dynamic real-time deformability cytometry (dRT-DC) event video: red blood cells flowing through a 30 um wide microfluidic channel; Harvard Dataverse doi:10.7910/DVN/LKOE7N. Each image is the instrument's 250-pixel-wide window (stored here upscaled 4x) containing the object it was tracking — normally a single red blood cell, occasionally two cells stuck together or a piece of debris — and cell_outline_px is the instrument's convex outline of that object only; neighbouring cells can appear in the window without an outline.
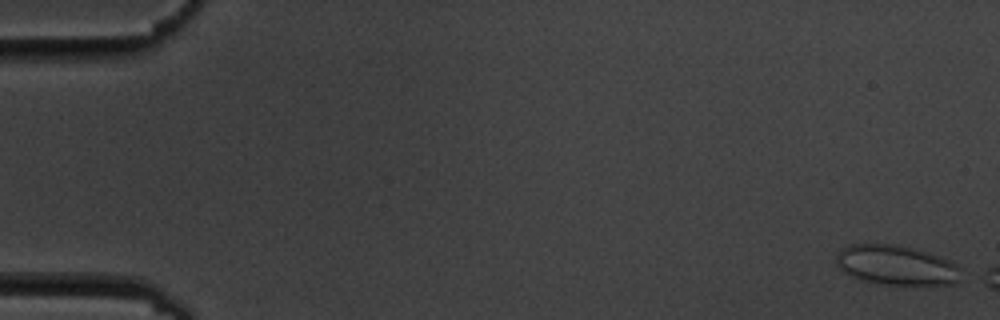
{"species": "common noctule bat (a hibernating species)", "species_latin": "Nyctalus noctula", "temperature_condition": "cold", "stored_images_in_passage": 4, "camera_frame_rate_fps": 3000, "um_per_image_px": 0.085, "animal": {"sex": "male", "body_mass_g": 19.5, "forearm_length_mm": 54.6}, "frame": {"image": 1, "passage_image": 1, "time_ms": 0.0, "image_size_px": [1000, 320], "cell_outline_px": [[960, 268], [956, 280], [952, 284], [916, 288], [884, 284], [860, 280], [844, 272], [836, 264], [836, 256], [840, 248], [848, 244], [896, 244], [928, 252], [952, 260]], "centroid_in_image_um": [76.19, 22.57], "position_along_channel_um": 8.8, "area_um2": 29.77}}